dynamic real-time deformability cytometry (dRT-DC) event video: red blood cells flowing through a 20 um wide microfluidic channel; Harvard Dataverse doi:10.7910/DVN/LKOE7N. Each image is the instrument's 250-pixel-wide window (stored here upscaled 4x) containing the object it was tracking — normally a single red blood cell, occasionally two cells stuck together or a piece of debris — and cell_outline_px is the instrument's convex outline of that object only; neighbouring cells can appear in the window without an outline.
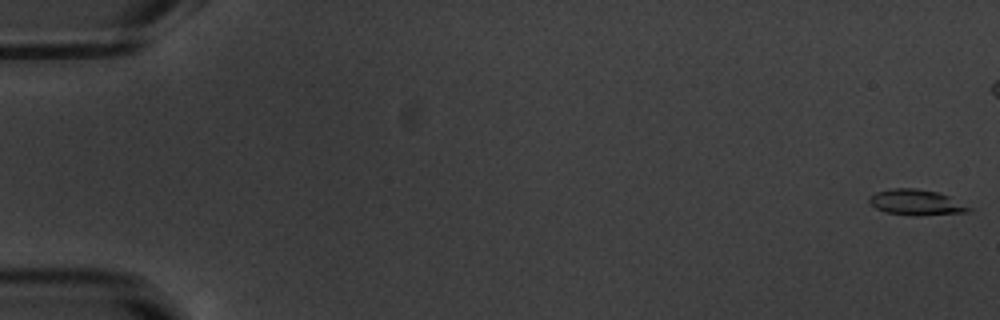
{"species": "common noctule bat (a hibernating species)", "species_latin": "Nyctalus noctula", "temperature_condition": "warm", "stored_images_in_passage": 55, "camera_frame_rate_fps": 3000, "um_per_image_px": 0.085, "animal": {"sex": "male", "body_mass_g": 20.1, "forearm_length_mm": 53.5}, "frame": {"image": 1, "passage_image": 1, "time_ms": 0.0, "image_size_px": [1000, 320], "cell_outline_px": [[972, 208], [968, 212], [916, 216], [912, 216], [884, 212], [876, 208], [868, 200], [868, 196], [876, 192], [892, 188], [916, 188], [936, 192], [948, 196]], "centroid_in_image_um": [77.84, 17.21], "position_along_channel_um": 7.2, "area_um2": 14.85}}
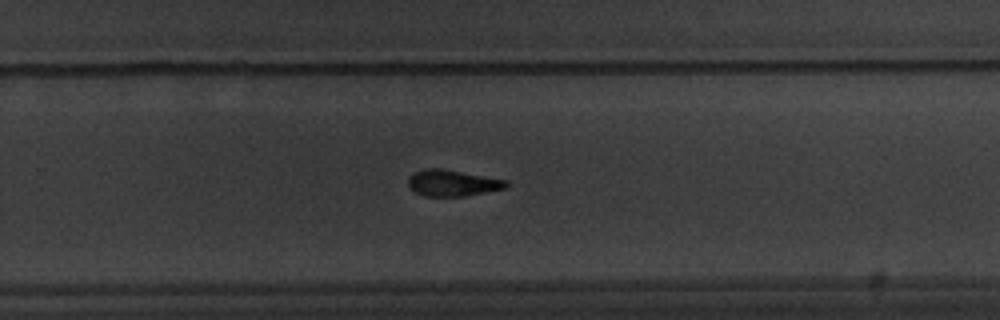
{"frame": {"image": 2, "passage_image": 36, "time_ms": 11.667, "image_size_px": [1000, 320], "cell_outline_px": [[508, 184], [504, 188], [464, 196], [424, 196], [416, 192], [408, 184], [408, 176], [424, 168], [440, 168], [508, 180]], "centroid_in_image_um": [38.44, 15.55], "position_along_channel_um": 291.4, "area_um2": 14.8}}
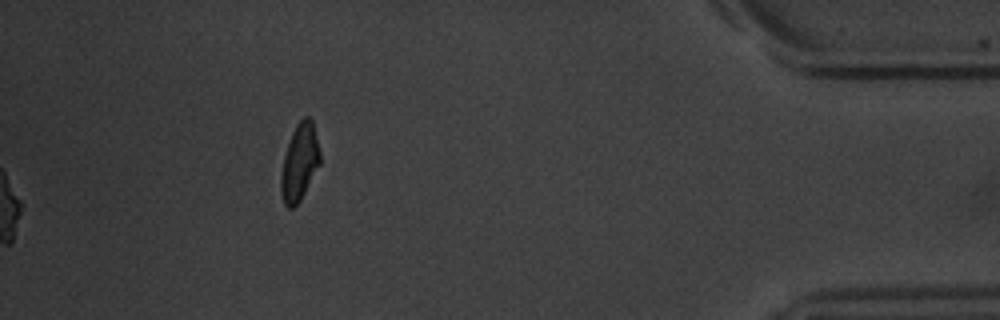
{"frame": {"image": 3, "passage_image": 55, "time_ms": 18.0, "image_size_px": [1000, 320], "cell_outline_px": [[320, 164], [300, 200], [292, 208], [288, 208], [284, 204], [280, 192], [280, 176], [284, 156], [292, 132], [296, 124], [304, 116], [308, 116], [312, 120], [320, 152]], "centroid_in_image_um": [25.45, 13.8], "position_along_channel_um": 409.8, "area_um2": 17.4}, "authors_computed_cell_mechanics": {"area_um2": 15.2014, "velocity_mm_per_s": 3.8283, "shape_relaxation_time_tau1_ms": 3.4356, "shape_relaxation_time_tau2_ms": 5.601, "deformation_change_tau1": 0.1588, "deformation_change_tau2": 0.16}}